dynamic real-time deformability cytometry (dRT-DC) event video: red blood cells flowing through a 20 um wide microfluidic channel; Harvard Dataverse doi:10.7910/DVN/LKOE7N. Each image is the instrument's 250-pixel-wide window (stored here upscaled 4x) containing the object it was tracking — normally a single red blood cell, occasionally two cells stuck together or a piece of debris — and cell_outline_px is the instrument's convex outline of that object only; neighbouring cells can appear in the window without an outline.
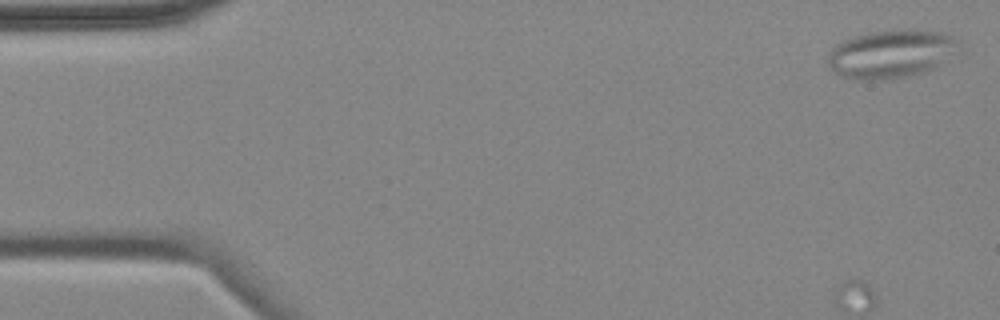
{"species": "common noctule bat (a hibernating species)", "species_latin": "Nyctalus noctula", "temperature_condition": "cold", "stored_images_in_passage": 5, "camera_frame_rate_fps": 3000, "um_per_image_px": 0.085, "animal": {"sex": "female", "body_mass_g": 18.4}, "frame": {"image": 1, "passage_image": 1, "time_ms": 0.0, "image_size_px": [1000, 320], "cell_outline_px": [[964, 52], [936, 68], [924, 72], [892, 80], [856, 80], [844, 76], [828, 68], [828, 52], [836, 44], [852, 36], [868, 32], [908, 28], [912, 28], [944, 32], [960, 40]], "centroid_in_image_um": [75.87, 4.57], "position_along_channel_um": 9.1, "area_um2": 38.44}}